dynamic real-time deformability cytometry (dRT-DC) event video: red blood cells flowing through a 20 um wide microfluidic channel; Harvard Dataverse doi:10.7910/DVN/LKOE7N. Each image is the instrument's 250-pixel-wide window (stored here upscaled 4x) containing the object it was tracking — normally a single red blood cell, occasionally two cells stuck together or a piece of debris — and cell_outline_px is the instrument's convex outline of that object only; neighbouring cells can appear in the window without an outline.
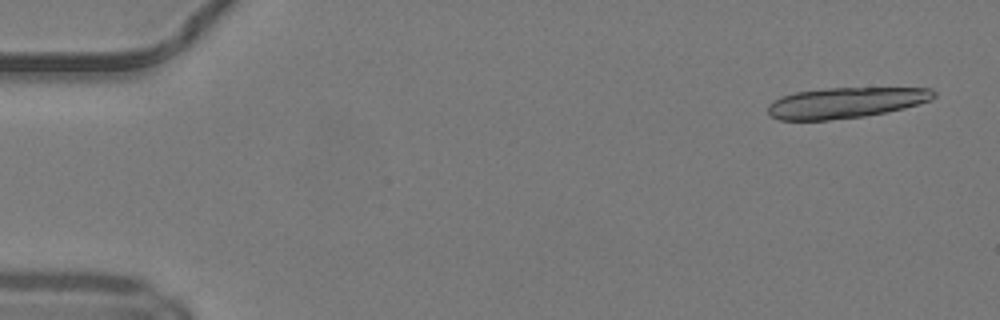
{"species": "common noctule bat (a hibernating species)", "species_latin": "Nyctalus noctula", "temperature_condition": "warm", "stored_images_in_passage": 18, "camera_frame_rate_fps": 3000, "um_per_image_px": 0.085, "animal": {"sex": "male", "body_mass_g": 19.2, "forearm_length_mm": 51.8}, "frame": {"image": 1, "passage_image": 3, "time_ms": 0.667, "image_size_px": [1000, 320], "cell_outline_px": [[936, 96], [932, 100], [904, 108], [864, 116], [828, 120], [780, 120], [772, 116], [768, 112], [768, 104], [780, 96], [796, 92], [824, 88], [932, 88], [936, 92]], "centroid_in_image_um": [71.88, 8.72], "position_along_channel_um": 13.1, "area_um2": 29.65}}